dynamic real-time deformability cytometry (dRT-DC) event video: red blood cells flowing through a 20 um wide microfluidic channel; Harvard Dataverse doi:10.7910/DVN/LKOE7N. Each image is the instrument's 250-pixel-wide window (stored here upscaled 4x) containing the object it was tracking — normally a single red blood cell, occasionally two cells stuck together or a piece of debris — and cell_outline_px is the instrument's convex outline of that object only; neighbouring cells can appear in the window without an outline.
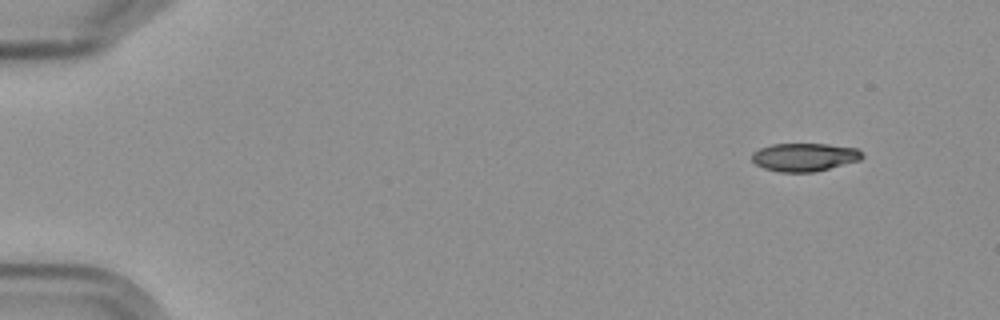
{"species": "Egyptian fruit bat (a non-hibernating species)", "species_latin": "Rousettus aegyptiacus", "temperature_condition": "cold", "stored_images_in_passage": 5, "camera_frame_rate_fps": 3000, "um_per_image_px": 0.085, "frame": {"image": 1, "passage_image": 1, "time_ms": 0.0, "image_size_px": [1000, 320], "cell_outline_px": [[864, 156], [860, 160], [812, 172], [776, 172], [764, 168], [756, 164], [752, 160], [752, 152], [760, 148], [772, 144], [828, 144], [856, 148]], "centroid_in_image_um": [68.34, 13.35], "position_along_channel_um": 16.7, "area_um2": 17.98}}
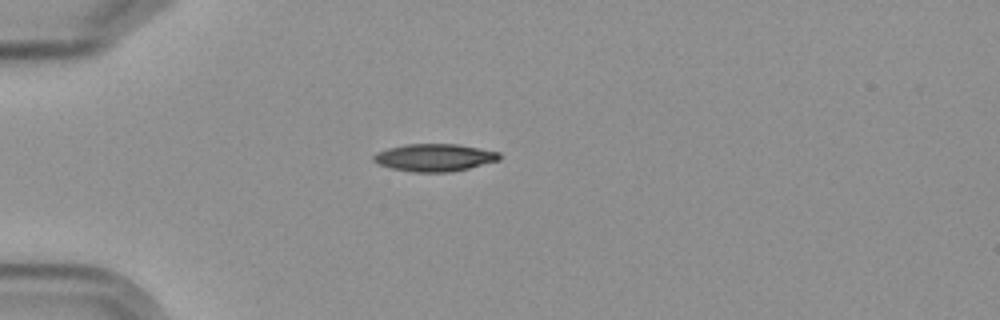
{"frame": {"image": 2, "passage_image": 4, "time_ms": 3.667, "image_size_px": [1000, 320], "cell_outline_px": [[500, 160], [468, 168], [448, 172], [412, 172], [392, 168], [380, 164], [372, 160], [372, 156], [376, 152], [388, 148], [408, 144], [456, 144], [500, 152]], "centroid_in_image_um": [36.92, 13.39], "position_along_channel_um": 48.1, "area_um2": 20.0}}